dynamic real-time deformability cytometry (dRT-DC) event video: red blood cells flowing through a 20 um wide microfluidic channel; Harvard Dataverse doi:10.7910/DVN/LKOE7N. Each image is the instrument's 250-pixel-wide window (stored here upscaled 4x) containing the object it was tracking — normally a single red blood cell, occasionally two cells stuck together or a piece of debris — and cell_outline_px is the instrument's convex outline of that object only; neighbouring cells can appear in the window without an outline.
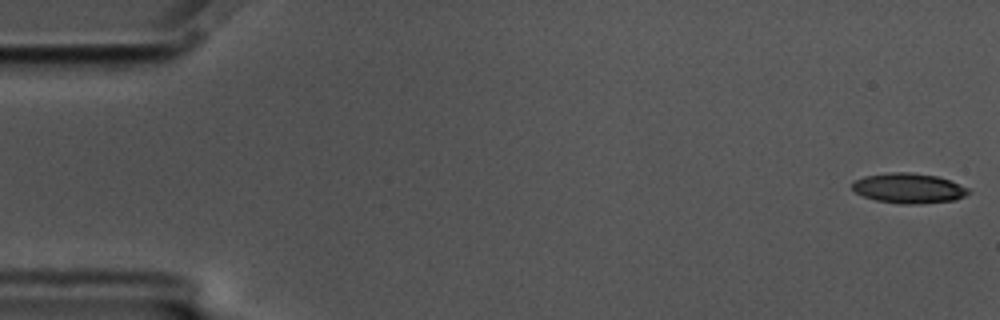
{"species": "common noctule bat (a hibernating species)", "species_latin": "Nyctalus noctula", "temperature_condition": "cold", "stored_images_in_passage": 57, "camera_frame_rate_fps": 3000, "um_per_image_px": 0.085, "animal": {"sex": "male", "body_mass_g": 17.5, "forearm_length_mm": 52.3}, "frame": {"image": 1, "passage_image": 1, "time_ms": 0.0, "image_size_px": [1000, 320], "cell_outline_px": [[972, 192], [956, 200], [916, 204], [900, 204], [876, 200], [864, 196], [856, 192], [852, 188], [852, 184], [856, 180], [864, 176], [892, 172], [908, 172], [936, 176], [948, 180], [968, 188]], "centroid_in_image_um": [77.25, 16.0], "position_along_channel_um": 7.8, "area_um2": 20.17}}
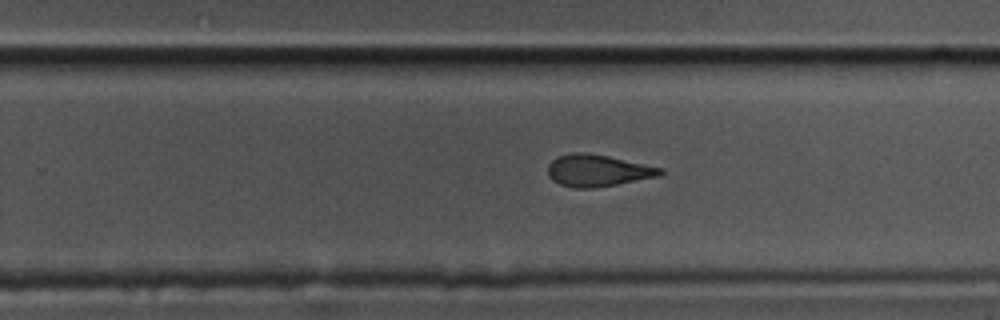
{"frame": {"image": 2, "passage_image": 36, "time_ms": 11.667, "image_size_px": [1000, 320], "cell_outline_px": [[664, 172], [660, 176], [616, 184], [592, 188], [572, 188], [560, 184], [552, 180], [548, 176], [548, 164], [556, 156], [572, 152], [588, 152], [608, 156], [664, 168]], "centroid_in_image_um": [50.78, 14.48], "position_along_channel_um": 279.0, "area_um2": 21.04}}
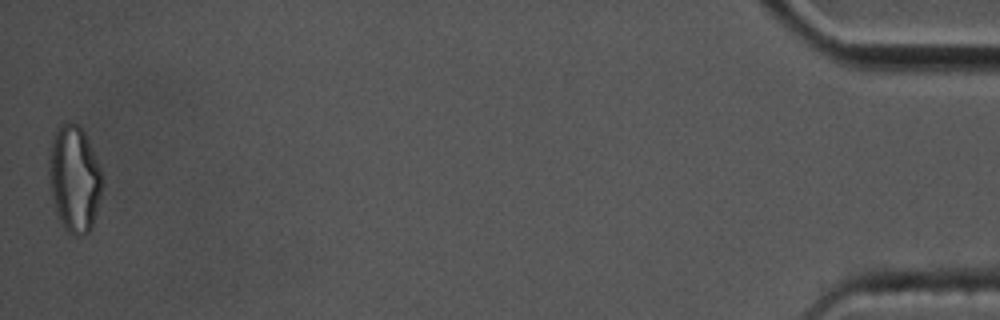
{"frame": {"image": 3, "passage_image": 57, "time_ms": 18.667, "image_size_px": [1000, 320], "cell_outline_px": [[100, 196], [92, 228], [88, 232], [80, 236], [72, 236], [64, 228], [56, 216], [52, 200], [48, 176], [48, 156], [52, 140], [56, 128], [60, 124], [76, 124], [84, 132], [88, 140], [100, 168]], "centroid_in_image_um": [6.27, 15.24], "position_along_channel_um": 428.9, "area_um2": 32.95}, "authors_computed_cell_mechanics": {"area_um2": 21.7328, "velocity_mm_per_s": 3.5019, "shape_relaxation_time_tau1_ms": 8.3702, "shape_relaxation_time_tau2_ms": 4.016, "deformation_change_tau1": 0.2096, "deformation_change_tau2": 0.1215}}